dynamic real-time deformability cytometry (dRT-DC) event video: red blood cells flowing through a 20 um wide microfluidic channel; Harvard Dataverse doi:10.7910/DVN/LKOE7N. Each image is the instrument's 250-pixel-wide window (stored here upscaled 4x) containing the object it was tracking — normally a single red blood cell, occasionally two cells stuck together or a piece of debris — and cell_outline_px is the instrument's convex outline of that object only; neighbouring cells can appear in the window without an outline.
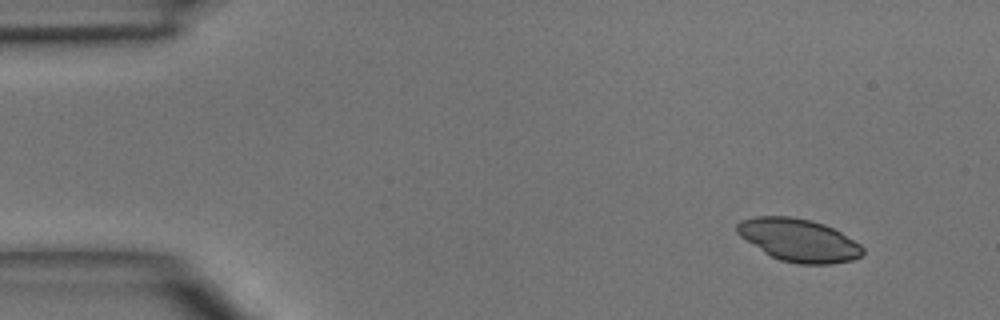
{"species": "common noctule bat (a hibernating species)", "species_latin": "Nyctalus noctula", "temperature_condition": "room temperature", "stored_images_in_passage": 3, "camera_frame_rate_fps": 3000, "um_per_image_px": 0.085, "animal": {"sex": "male", "body_mass_g": 15.6}, "frame": {"image": 1, "passage_image": 1, "time_ms": 0.0, "image_size_px": [1000, 320], "cell_outline_px": [[864, 252], [860, 256], [852, 260], [832, 264], [796, 264], [780, 260], [764, 252], [740, 236], [736, 232], [736, 224], [740, 220], [752, 216], [788, 216], [812, 220], [824, 224], [840, 232], [860, 244], [864, 248]], "centroid_in_image_um": [67.87, 20.41], "position_along_channel_um": 17.1, "area_um2": 31.33}}